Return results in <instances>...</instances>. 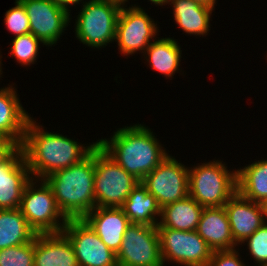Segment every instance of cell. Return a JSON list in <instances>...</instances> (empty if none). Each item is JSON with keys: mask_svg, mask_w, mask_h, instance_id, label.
Returning a JSON list of instances; mask_svg holds the SVG:
<instances>
[{"mask_svg": "<svg viewBox=\"0 0 267 266\" xmlns=\"http://www.w3.org/2000/svg\"><path fill=\"white\" fill-rule=\"evenodd\" d=\"M247 244L249 255L256 265H267V223L258 228L242 244Z\"/></svg>", "mask_w": 267, "mask_h": 266, "instance_id": "29", "label": "cell"}, {"mask_svg": "<svg viewBox=\"0 0 267 266\" xmlns=\"http://www.w3.org/2000/svg\"><path fill=\"white\" fill-rule=\"evenodd\" d=\"M114 253H118L131 224L121 208L95 207L83 218Z\"/></svg>", "mask_w": 267, "mask_h": 266, "instance_id": "16", "label": "cell"}, {"mask_svg": "<svg viewBox=\"0 0 267 266\" xmlns=\"http://www.w3.org/2000/svg\"><path fill=\"white\" fill-rule=\"evenodd\" d=\"M64 9L68 10L71 12V10L69 9V7L71 5H75V4H79V2L84 3L82 0H56ZM70 5V6H69Z\"/></svg>", "mask_w": 267, "mask_h": 266, "instance_id": "32", "label": "cell"}, {"mask_svg": "<svg viewBox=\"0 0 267 266\" xmlns=\"http://www.w3.org/2000/svg\"><path fill=\"white\" fill-rule=\"evenodd\" d=\"M217 160L189 167V196L203 207H223L237 192V170Z\"/></svg>", "mask_w": 267, "mask_h": 266, "instance_id": "4", "label": "cell"}, {"mask_svg": "<svg viewBox=\"0 0 267 266\" xmlns=\"http://www.w3.org/2000/svg\"><path fill=\"white\" fill-rule=\"evenodd\" d=\"M97 141L115 162L139 181L169 155L145 124L119 128L110 139Z\"/></svg>", "mask_w": 267, "mask_h": 266, "instance_id": "2", "label": "cell"}, {"mask_svg": "<svg viewBox=\"0 0 267 266\" xmlns=\"http://www.w3.org/2000/svg\"><path fill=\"white\" fill-rule=\"evenodd\" d=\"M0 266H34V239L0 250Z\"/></svg>", "mask_w": 267, "mask_h": 266, "instance_id": "27", "label": "cell"}, {"mask_svg": "<svg viewBox=\"0 0 267 266\" xmlns=\"http://www.w3.org/2000/svg\"><path fill=\"white\" fill-rule=\"evenodd\" d=\"M231 233L239 246L265 224L263 204L255 203L236 192L224 205Z\"/></svg>", "mask_w": 267, "mask_h": 266, "instance_id": "15", "label": "cell"}, {"mask_svg": "<svg viewBox=\"0 0 267 266\" xmlns=\"http://www.w3.org/2000/svg\"><path fill=\"white\" fill-rule=\"evenodd\" d=\"M19 209L36 234L61 233L68 220L45 180L32 178L25 186Z\"/></svg>", "mask_w": 267, "mask_h": 266, "instance_id": "6", "label": "cell"}, {"mask_svg": "<svg viewBox=\"0 0 267 266\" xmlns=\"http://www.w3.org/2000/svg\"><path fill=\"white\" fill-rule=\"evenodd\" d=\"M175 23L186 34L206 36L210 31V18L214 7L200 4L194 0H170Z\"/></svg>", "mask_w": 267, "mask_h": 266, "instance_id": "20", "label": "cell"}, {"mask_svg": "<svg viewBox=\"0 0 267 266\" xmlns=\"http://www.w3.org/2000/svg\"><path fill=\"white\" fill-rule=\"evenodd\" d=\"M116 258L118 266H164L157 227L131 223Z\"/></svg>", "mask_w": 267, "mask_h": 266, "instance_id": "11", "label": "cell"}, {"mask_svg": "<svg viewBox=\"0 0 267 266\" xmlns=\"http://www.w3.org/2000/svg\"><path fill=\"white\" fill-rule=\"evenodd\" d=\"M204 207L191 196L161 208V216L157 228H170L182 231L197 229Z\"/></svg>", "mask_w": 267, "mask_h": 266, "instance_id": "22", "label": "cell"}, {"mask_svg": "<svg viewBox=\"0 0 267 266\" xmlns=\"http://www.w3.org/2000/svg\"><path fill=\"white\" fill-rule=\"evenodd\" d=\"M240 256L236 248L232 250L213 251L207 266H246Z\"/></svg>", "mask_w": 267, "mask_h": 266, "instance_id": "30", "label": "cell"}, {"mask_svg": "<svg viewBox=\"0 0 267 266\" xmlns=\"http://www.w3.org/2000/svg\"><path fill=\"white\" fill-rule=\"evenodd\" d=\"M95 148L82 161L58 170L44 180L67 219H82L96 207L94 195Z\"/></svg>", "mask_w": 267, "mask_h": 266, "instance_id": "3", "label": "cell"}, {"mask_svg": "<svg viewBox=\"0 0 267 266\" xmlns=\"http://www.w3.org/2000/svg\"><path fill=\"white\" fill-rule=\"evenodd\" d=\"M160 239V252L165 262L178 266H207L213 250L206 241L194 231L170 228H157Z\"/></svg>", "mask_w": 267, "mask_h": 266, "instance_id": "8", "label": "cell"}, {"mask_svg": "<svg viewBox=\"0 0 267 266\" xmlns=\"http://www.w3.org/2000/svg\"><path fill=\"white\" fill-rule=\"evenodd\" d=\"M12 85L0 88V135L23 143L25 130L31 115L23 108L17 90Z\"/></svg>", "mask_w": 267, "mask_h": 266, "instance_id": "18", "label": "cell"}, {"mask_svg": "<svg viewBox=\"0 0 267 266\" xmlns=\"http://www.w3.org/2000/svg\"><path fill=\"white\" fill-rule=\"evenodd\" d=\"M157 38L158 40H156ZM157 38L150 43L143 56L154 71L165 75L166 79L172 78L180 70L181 47L174 38Z\"/></svg>", "mask_w": 267, "mask_h": 266, "instance_id": "23", "label": "cell"}, {"mask_svg": "<svg viewBox=\"0 0 267 266\" xmlns=\"http://www.w3.org/2000/svg\"><path fill=\"white\" fill-rule=\"evenodd\" d=\"M34 266H79V263L71 242L61 232L35 236Z\"/></svg>", "mask_w": 267, "mask_h": 266, "instance_id": "17", "label": "cell"}, {"mask_svg": "<svg viewBox=\"0 0 267 266\" xmlns=\"http://www.w3.org/2000/svg\"><path fill=\"white\" fill-rule=\"evenodd\" d=\"M139 182L97 144L94 172L96 207L120 208Z\"/></svg>", "mask_w": 267, "mask_h": 266, "instance_id": "7", "label": "cell"}, {"mask_svg": "<svg viewBox=\"0 0 267 266\" xmlns=\"http://www.w3.org/2000/svg\"><path fill=\"white\" fill-rule=\"evenodd\" d=\"M237 192L255 203L267 201V159H262L237 170Z\"/></svg>", "mask_w": 267, "mask_h": 266, "instance_id": "24", "label": "cell"}, {"mask_svg": "<svg viewBox=\"0 0 267 266\" xmlns=\"http://www.w3.org/2000/svg\"><path fill=\"white\" fill-rule=\"evenodd\" d=\"M112 1L118 2L121 5H125V3L128 2L129 0H112Z\"/></svg>", "mask_w": 267, "mask_h": 266, "instance_id": "36", "label": "cell"}, {"mask_svg": "<svg viewBox=\"0 0 267 266\" xmlns=\"http://www.w3.org/2000/svg\"><path fill=\"white\" fill-rule=\"evenodd\" d=\"M36 235L19 208L0 210V250L31 242Z\"/></svg>", "mask_w": 267, "mask_h": 266, "instance_id": "25", "label": "cell"}, {"mask_svg": "<svg viewBox=\"0 0 267 266\" xmlns=\"http://www.w3.org/2000/svg\"><path fill=\"white\" fill-rule=\"evenodd\" d=\"M263 207H264L265 223H267V201L263 204Z\"/></svg>", "mask_w": 267, "mask_h": 266, "instance_id": "35", "label": "cell"}, {"mask_svg": "<svg viewBox=\"0 0 267 266\" xmlns=\"http://www.w3.org/2000/svg\"><path fill=\"white\" fill-rule=\"evenodd\" d=\"M196 232L206 241L213 251L237 248L223 207H204Z\"/></svg>", "mask_w": 267, "mask_h": 266, "instance_id": "19", "label": "cell"}, {"mask_svg": "<svg viewBox=\"0 0 267 266\" xmlns=\"http://www.w3.org/2000/svg\"><path fill=\"white\" fill-rule=\"evenodd\" d=\"M140 182L162 208L189 195V168L168 155Z\"/></svg>", "mask_w": 267, "mask_h": 266, "instance_id": "9", "label": "cell"}, {"mask_svg": "<svg viewBox=\"0 0 267 266\" xmlns=\"http://www.w3.org/2000/svg\"><path fill=\"white\" fill-rule=\"evenodd\" d=\"M120 208L130 223L148 226H157L159 223L161 208L156 198L147 191L141 182L132 189Z\"/></svg>", "mask_w": 267, "mask_h": 266, "instance_id": "21", "label": "cell"}, {"mask_svg": "<svg viewBox=\"0 0 267 266\" xmlns=\"http://www.w3.org/2000/svg\"><path fill=\"white\" fill-rule=\"evenodd\" d=\"M32 180L21 147L0 166V210L17 209L25 186Z\"/></svg>", "mask_w": 267, "mask_h": 266, "instance_id": "14", "label": "cell"}, {"mask_svg": "<svg viewBox=\"0 0 267 266\" xmlns=\"http://www.w3.org/2000/svg\"><path fill=\"white\" fill-rule=\"evenodd\" d=\"M151 3L155 4L156 6H165V4H168L170 0H148Z\"/></svg>", "mask_w": 267, "mask_h": 266, "instance_id": "34", "label": "cell"}, {"mask_svg": "<svg viewBox=\"0 0 267 266\" xmlns=\"http://www.w3.org/2000/svg\"><path fill=\"white\" fill-rule=\"evenodd\" d=\"M10 55L21 64V66H30L35 64L42 43L37 37L31 33L13 37Z\"/></svg>", "mask_w": 267, "mask_h": 266, "instance_id": "26", "label": "cell"}, {"mask_svg": "<svg viewBox=\"0 0 267 266\" xmlns=\"http://www.w3.org/2000/svg\"><path fill=\"white\" fill-rule=\"evenodd\" d=\"M199 2L200 4L209 6V7H215L217 0H194Z\"/></svg>", "mask_w": 267, "mask_h": 266, "instance_id": "33", "label": "cell"}, {"mask_svg": "<svg viewBox=\"0 0 267 266\" xmlns=\"http://www.w3.org/2000/svg\"><path fill=\"white\" fill-rule=\"evenodd\" d=\"M4 24L9 33L15 36L30 33V21L25 7L19 0H15V7L5 12Z\"/></svg>", "mask_w": 267, "mask_h": 266, "instance_id": "28", "label": "cell"}, {"mask_svg": "<svg viewBox=\"0 0 267 266\" xmlns=\"http://www.w3.org/2000/svg\"><path fill=\"white\" fill-rule=\"evenodd\" d=\"M25 7L30 21V33L37 37L42 45L52 47L60 39L70 23V12L56 0H19Z\"/></svg>", "mask_w": 267, "mask_h": 266, "instance_id": "13", "label": "cell"}, {"mask_svg": "<svg viewBox=\"0 0 267 266\" xmlns=\"http://www.w3.org/2000/svg\"><path fill=\"white\" fill-rule=\"evenodd\" d=\"M20 145L10 138L0 135V166H2L18 149Z\"/></svg>", "mask_w": 267, "mask_h": 266, "instance_id": "31", "label": "cell"}, {"mask_svg": "<svg viewBox=\"0 0 267 266\" xmlns=\"http://www.w3.org/2000/svg\"><path fill=\"white\" fill-rule=\"evenodd\" d=\"M77 15L76 38L91 48H104L115 41L122 5L112 0H87Z\"/></svg>", "mask_w": 267, "mask_h": 266, "instance_id": "5", "label": "cell"}, {"mask_svg": "<svg viewBox=\"0 0 267 266\" xmlns=\"http://www.w3.org/2000/svg\"><path fill=\"white\" fill-rule=\"evenodd\" d=\"M126 7L122 5L117 19L115 42L120 53L127 57L138 51L144 53L160 31L157 22L142 7L135 4Z\"/></svg>", "mask_w": 267, "mask_h": 266, "instance_id": "10", "label": "cell"}, {"mask_svg": "<svg viewBox=\"0 0 267 266\" xmlns=\"http://www.w3.org/2000/svg\"><path fill=\"white\" fill-rule=\"evenodd\" d=\"M30 118L20 146L33 179L44 180L50 174L77 164L97 146L98 141L79 144L66 135L45 131Z\"/></svg>", "mask_w": 267, "mask_h": 266, "instance_id": "1", "label": "cell"}, {"mask_svg": "<svg viewBox=\"0 0 267 266\" xmlns=\"http://www.w3.org/2000/svg\"><path fill=\"white\" fill-rule=\"evenodd\" d=\"M1 56H2V55H0V78L2 77L1 75H2V72H3V71H2V62H1V61H2L1 59H2V58H1Z\"/></svg>", "mask_w": 267, "mask_h": 266, "instance_id": "37", "label": "cell"}, {"mask_svg": "<svg viewBox=\"0 0 267 266\" xmlns=\"http://www.w3.org/2000/svg\"><path fill=\"white\" fill-rule=\"evenodd\" d=\"M62 233L71 242L79 266H118L116 253L83 218L68 219Z\"/></svg>", "mask_w": 267, "mask_h": 266, "instance_id": "12", "label": "cell"}]
</instances>
